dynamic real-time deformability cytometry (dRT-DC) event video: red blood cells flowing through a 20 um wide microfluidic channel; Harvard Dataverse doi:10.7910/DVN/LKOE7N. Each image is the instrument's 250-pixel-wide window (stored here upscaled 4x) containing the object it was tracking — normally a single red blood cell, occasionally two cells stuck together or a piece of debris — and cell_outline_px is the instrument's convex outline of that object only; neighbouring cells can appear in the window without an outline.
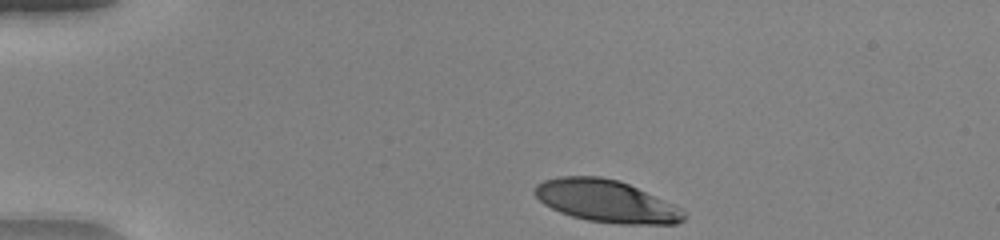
{"species": "human", "species_latin": "Homo sapiens", "temperature_condition": "warm", "stored_images_in_passage": 37, "camera_frame_rate_fps": 3000, "um_per_image_px": 0.085, "donor": {"sex": "female"}, "frame": {"image": 1, "passage_image": 1, "time_ms": 0.0, "image_size_px": [1000, 240], "cell_outline_px": [[688, 216], [684, 220], [676, 224], [620, 224], [588, 220], [572, 216], [560, 212], [544, 204], [532, 192], [532, 188], [536, 184], [544, 180], [560, 176], [600, 176], [616, 180], [628, 184], [672, 204], [680, 208]], "centroid_in_image_um": [51.5, 17.1], "position_along_channel_um": 33.5, "area_um2": 36.53}}
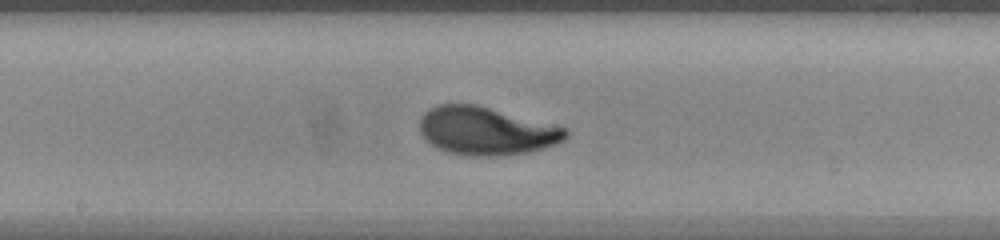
{"frame": {"image": 2, "passage_image": 19, "time_ms": 6.0, "image_size_px": [1000, 240], "cell_outline_px": [[568, 136], [564, 140], [556, 144], [528, 152], [500, 156], [464, 156], [448, 152], [436, 148], [420, 132], [420, 120], [424, 112], [428, 108], [436, 104], [476, 104], [568, 128]], "centroid_in_image_um": [41.32, 11.13], "position_along_channel_um": 206.9, "area_um2": 41.04}}
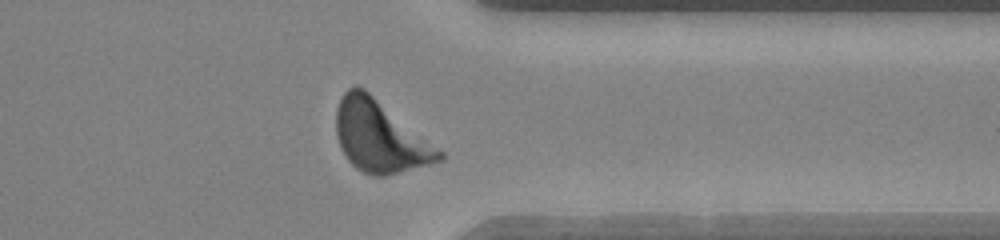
{"frame": {"image": 3, "passage_image": 32, "time_ms": 10.333, "image_size_px": [1000, 240], "cell_outline_px": [[444, 160], [384, 176], [372, 176], [356, 168], [348, 160], [340, 148], [336, 136], [336, 108], [344, 92], [348, 88], [356, 84], [364, 88], [444, 152]], "centroid_in_image_um": [32.27, 11.6], "position_along_channel_um": 379.1, "area_um2": 42.77}, "authors_computed_cell_mechanics": {"area_um2": 39.593, "velocity_mm_per_s": 4.0306, "shape_relaxation_time_tau1_ms": 2.1641, "shape_relaxation_time_tau2_ms": null, "deformation_change_tau1": 0.1781, "deformation_change_tau2": null}}